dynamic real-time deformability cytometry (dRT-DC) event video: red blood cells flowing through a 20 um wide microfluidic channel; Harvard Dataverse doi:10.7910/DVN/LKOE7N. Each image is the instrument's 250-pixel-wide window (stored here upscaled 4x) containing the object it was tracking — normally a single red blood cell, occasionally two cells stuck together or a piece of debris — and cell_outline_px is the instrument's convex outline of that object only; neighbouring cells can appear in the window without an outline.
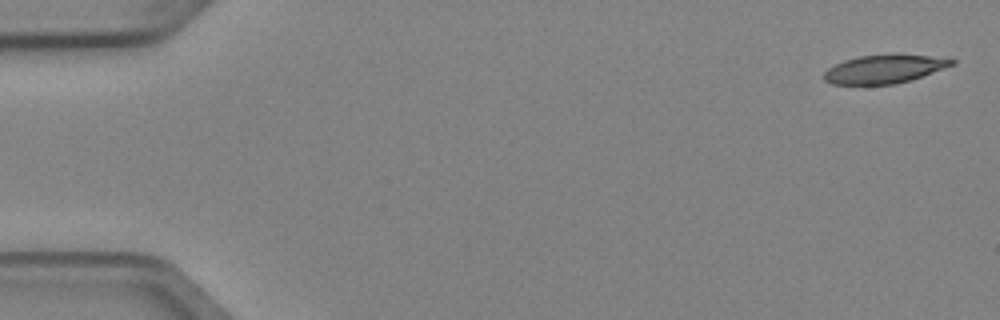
{"species": "Egyptian fruit bat (a non-hibernating species)", "species_latin": "Rousettus aegyptiacus", "temperature_condition": "cold", "stored_images_in_passage": 3, "segment_of_instrument_passage": [2, 2], "camera_frame_rate_fps": 3000, "um_per_image_px": 0.085, "animal": {"sex": "female"}, "frame": {"image": 1, "passage_image": 3, "time_ms": 0.667, "image_size_px": [1000, 320], "cell_outline_px": [[956, 64], [912, 80], [892, 84], [832, 84], [824, 80], [824, 72], [828, 68], [844, 60], [860, 56], [892, 52], [900, 52], [956, 60]], "centroid_in_image_um": [75.2, 5.83], "position_along_channel_um": 9.8, "area_um2": 21.62}}